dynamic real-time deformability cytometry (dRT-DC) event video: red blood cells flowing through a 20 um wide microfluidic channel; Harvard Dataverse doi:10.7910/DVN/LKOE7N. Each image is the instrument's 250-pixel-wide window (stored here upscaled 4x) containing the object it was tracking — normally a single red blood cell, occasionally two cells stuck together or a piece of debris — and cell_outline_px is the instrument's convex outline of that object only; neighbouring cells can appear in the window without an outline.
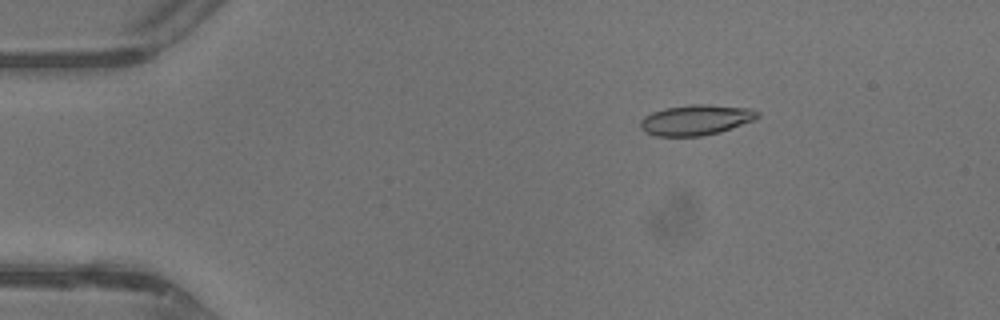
{"species": "common noctule bat (a hibernating species)", "species_latin": "Nyctalus noctula", "temperature_condition": "warm", "stored_images_in_passage": 25, "camera_frame_rate_fps": 3000, "um_per_image_px": 0.085, "animal": {"sex": "male", "body_mass_g": 13.3}, "frame": {"image": 1, "passage_image": 2, "time_ms": 0.333, "image_size_px": [1000, 320], "cell_outline_px": [[760, 116], [756, 120], [720, 132], [700, 136], [656, 136], [644, 132], [640, 128], [640, 120], [644, 116], [652, 112], [664, 108], [692, 104], [708, 104], [752, 108], [760, 112]], "centroid_in_image_um": [59.18, 10.19], "position_along_channel_um": 25.8, "area_um2": 21.1}}
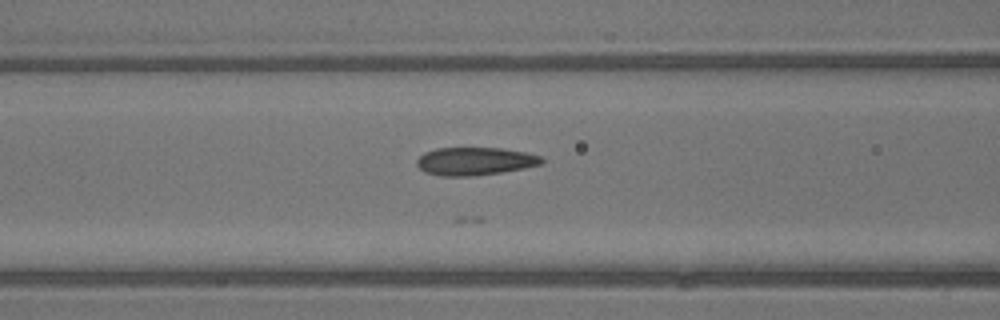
{"frame": {"image": 2, "passage_image": 13, "time_ms": 4.0, "image_size_px": [1000, 320], "cell_outline_px": [[544, 164], [524, 168], [500, 172], [472, 176], [440, 176], [424, 172], [416, 164], [416, 160], [424, 152], [436, 148], [500, 148], [524, 152], [540, 156], [544, 160]], "centroid_in_image_um": [40.35, 13.7], "position_along_channel_um": 126.3, "area_um2": 20.35}}
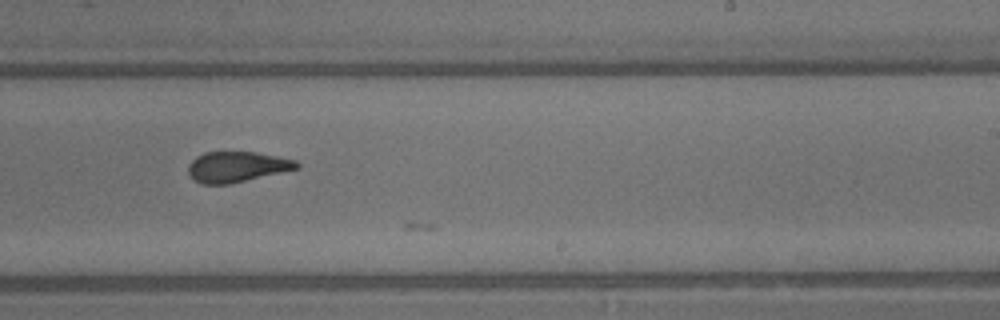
{"frame": {"image": 3, "passage_image": 22, "time_ms": 7.0, "image_size_px": [1000, 320], "cell_outline_px": [[300, 168], [228, 184], [200, 184], [188, 172], [188, 164], [196, 156], [204, 152], [256, 152], [296, 160], [300, 164]], "centroid_in_image_um": [20.13, 14.17], "position_along_channel_um": 268.9, "area_um2": 19.19}}